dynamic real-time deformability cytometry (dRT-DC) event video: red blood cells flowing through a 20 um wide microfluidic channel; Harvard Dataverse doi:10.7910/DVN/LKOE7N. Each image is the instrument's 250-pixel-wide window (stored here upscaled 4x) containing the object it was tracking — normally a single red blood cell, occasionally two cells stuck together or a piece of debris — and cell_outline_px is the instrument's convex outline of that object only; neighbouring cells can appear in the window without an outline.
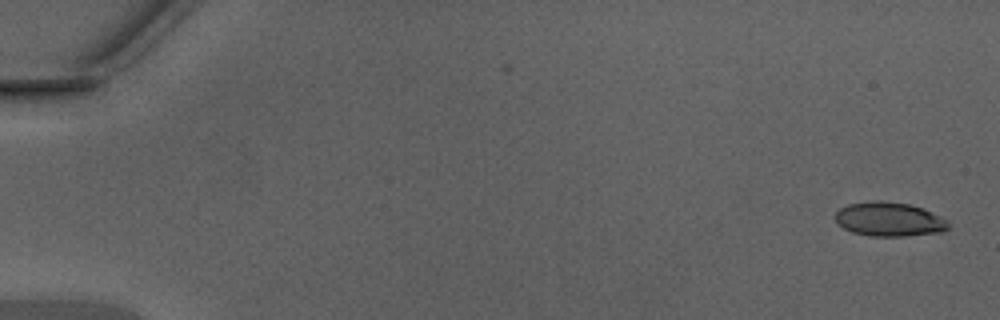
{"species": "Egyptian fruit bat (a non-hibernating species)", "species_latin": "Rousettus aegyptiacus", "temperature_condition": "warm", "stored_images_in_passage": 18, "camera_frame_rate_fps": 3000, "um_per_image_px": 0.085, "animal": {"sex": "male"}, "frame": {"image": 1, "passage_image": 1, "time_ms": 0.0, "image_size_px": [1000, 320], "cell_outline_px": [[948, 228], [940, 232], [904, 236], [872, 236], [852, 232], [836, 224], [836, 212], [840, 208], [848, 204], [872, 200], [880, 200], [908, 204], [920, 208], [940, 216], [948, 220]], "centroid_in_image_um": [75.54, 18.63], "position_along_channel_um": 9.5, "area_um2": 22.37}}
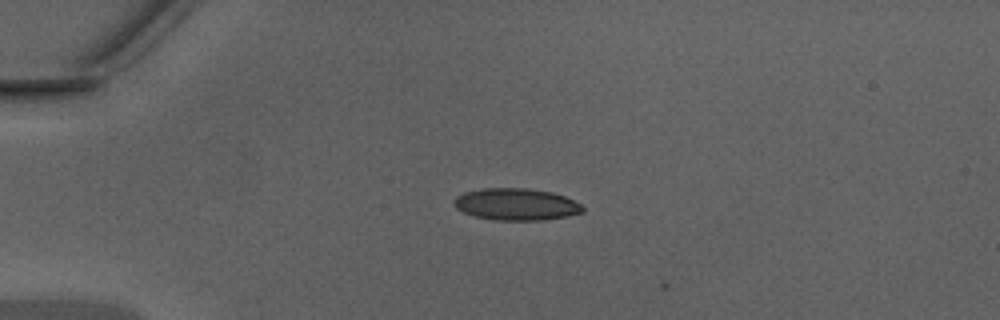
{"frame": {"image": 2, "passage_image": 12, "time_ms": 3.667, "image_size_px": [1000, 320], "cell_outline_px": [[584, 212], [544, 220], [492, 220], [476, 216], [464, 212], [456, 208], [452, 204], [452, 200], [456, 196], [464, 192], [484, 188], [524, 188], [552, 192], [564, 196], [580, 204], [584, 208]], "centroid_in_image_um": [43.83, 17.36], "position_along_channel_um": 41.2, "area_um2": 23.87}}
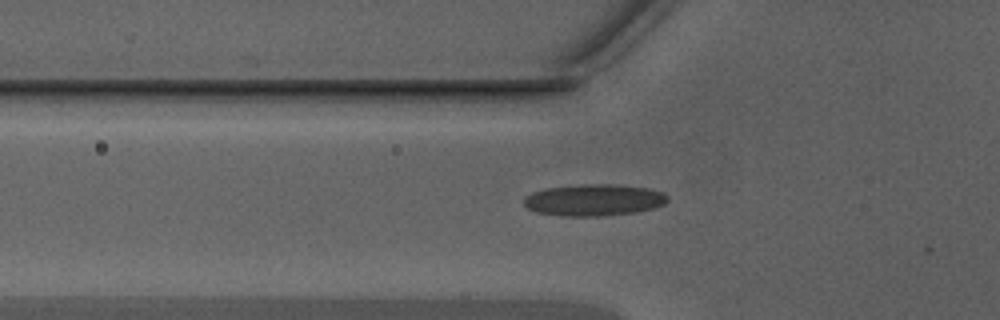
{"frame": {"image": 3, "passage_image": 17, "time_ms": 5.333, "image_size_px": [1000, 320], "cell_outline_px": [[668, 200], [664, 204], [656, 208], [636, 212], [600, 216], [560, 216], [536, 212], [528, 208], [524, 204], [524, 196], [532, 192], [544, 188], [584, 184], [608, 184], [648, 188], [664, 192], [668, 196]], "centroid_in_image_um": [50.48, 17.0], "position_along_channel_um": 75.3, "area_um2": 26.7}}